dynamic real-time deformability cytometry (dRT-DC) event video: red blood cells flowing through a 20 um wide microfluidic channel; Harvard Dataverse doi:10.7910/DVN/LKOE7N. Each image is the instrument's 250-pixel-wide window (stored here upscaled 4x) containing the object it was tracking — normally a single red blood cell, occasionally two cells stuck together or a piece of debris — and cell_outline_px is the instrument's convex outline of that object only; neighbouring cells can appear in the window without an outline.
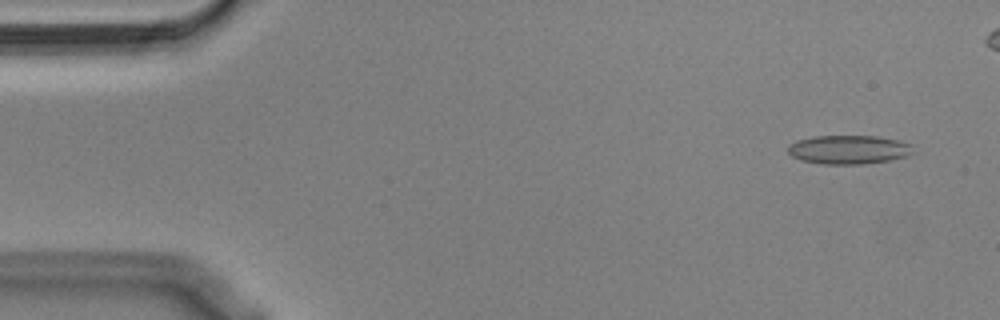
{"species": "Egyptian fruit bat (a non-hibernating species)", "species_latin": "Rousettus aegyptiacus", "temperature_condition": "cold", "stored_images_in_passage": 49, "camera_frame_rate_fps": 3000, "um_per_image_px": 0.085, "animal": {"sex": "male"}, "frame": {"image": 1, "passage_image": 3, "time_ms": 0.667, "image_size_px": [1000, 320], "cell_outline_px": [[912, 152], [908, 156], [888, 160], [864, 164], [824, 164], [800, 160], [792, 156], [788, 152], [788, 144], [796, 140], [812, 136], [876, 136], [900, 140], [912, 144]], "centroid_in_image_um": [72.12, 12.71], "position_along_channel_um": 12.9, "area_um2": 21.15}}
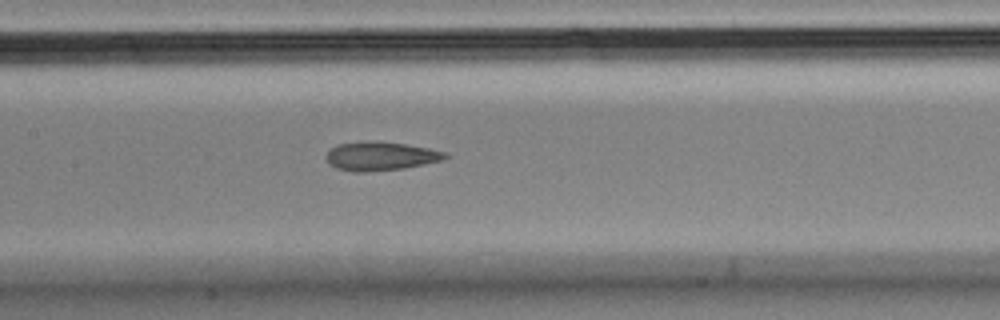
{"frame": {"image": 2, "passage_image": 25, "time_ms": 8.0, "image_size_px": [1000, 320], "cell_outline_px": [[452, 156], [444, 160], [404, 168], [364, 172], [352, 172], [336, 168], [328, 164], [324, 156], [336, 144], [404, 144], [428, 148], [448, 152]], "centroid_in_image_um": [32.4, 13.33], "position_along_channel_um": 175.0, "area_um2": 19.25}}
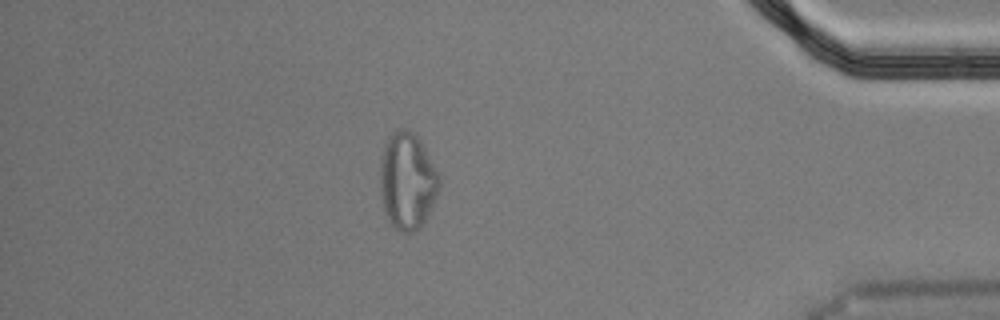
{"frame": {"image": 3, "passage_image": 47, "time_ms": 15.333, "image_size_px": [1000, 320], "cell_outline_px": [[440, 188], [428, 216], [420, 228], [412, 232], [400, 232], [392, 224], [384, 208], [380, 192], [380, 156], [384, 144], [388, 136], [392, 132], [400, 128], [408, 128], [420, 140], [440, 176]], "centroid_in_image_um": [34.62, 15.36], "position_along_channel_um": 400.6, "area_um2": 33.58}}